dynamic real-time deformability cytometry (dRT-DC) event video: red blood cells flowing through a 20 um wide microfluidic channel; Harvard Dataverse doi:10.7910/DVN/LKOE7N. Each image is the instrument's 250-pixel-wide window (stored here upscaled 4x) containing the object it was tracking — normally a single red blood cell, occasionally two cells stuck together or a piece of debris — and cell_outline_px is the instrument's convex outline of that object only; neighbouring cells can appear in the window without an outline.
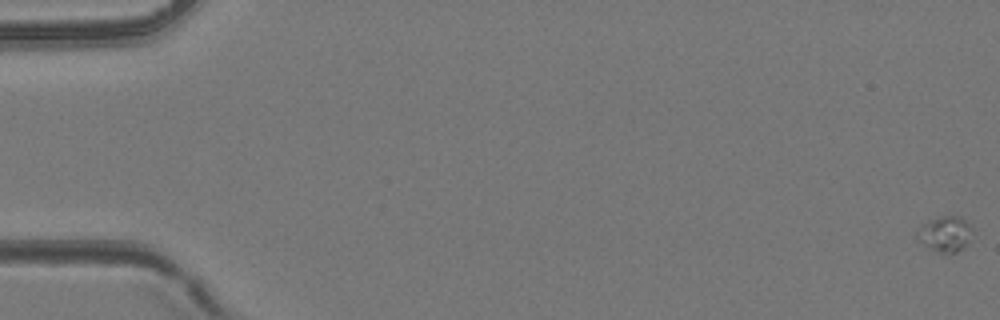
{"species": "common noctule bat (a hibernating species)", "species_latin": "Nyctalus noctula", "temperature_condition": "room temperature", "stored_images_in_passage": 10, "camera_frame_rate_fps": 3000, "um_per_image_px": 0.085, "animal": {"sex": "female", "body_mass_g": 24.6, "forearm_length_mm": 56.2}, "frame": {"image": 1, "passage_image": 1, "time_ms": 0.0, "image_size_px": [1000, 320], "cell_outline_px": [[976, 232], [964, 248], [956, 252], [940, 252], [924, 244], [916, 236], [916, 232], [924, 224], [940, 216], [960, 216]], "centroid_in_image_um": [80.42, 19.88], "position_along_channel_um": 4.6, "area_um2": 11.21}}